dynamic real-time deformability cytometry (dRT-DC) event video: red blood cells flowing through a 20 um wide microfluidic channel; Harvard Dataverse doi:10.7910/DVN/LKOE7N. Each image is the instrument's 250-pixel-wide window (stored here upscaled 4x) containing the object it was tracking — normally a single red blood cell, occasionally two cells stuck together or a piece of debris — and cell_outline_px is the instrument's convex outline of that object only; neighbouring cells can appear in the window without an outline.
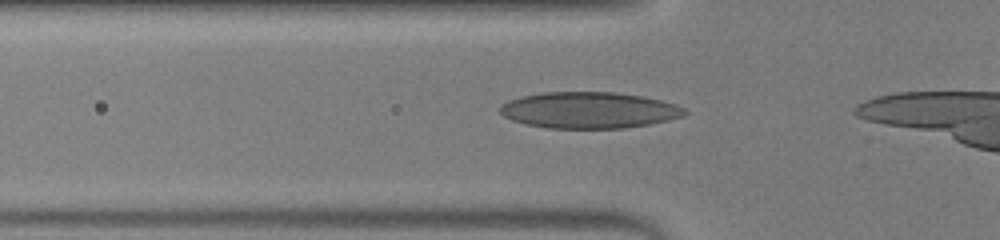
{"species": "human", "species_latin": "Homo sapiens", "temperature_condition": "warm", "stored_images_in_passage": 12, "camera_frame_rate_fps": 3000, "um_per_image_px": 0.085, "donor": {"sex": "male"}, "frame": {"image": 1, "passage_image": 3, "time_ms": 0.667, "image_size_px": [1000, 240], "cell_outline_px": [[688, 112], [684, 116], [668, 120], [648, 124], [624, 128], [548, 128], [528, 124], [512, 120], [504, 116], [500, 112], [500, 104], [508, 100], [520, 96], [544, 92], [612, 92], [640, 96], [660, 100], [676, 104], [684, 108]], "centroid_in_image_um": [50.05, 9.36], "position_along_channel_um": 75.7, "area_um2": 38.96}}
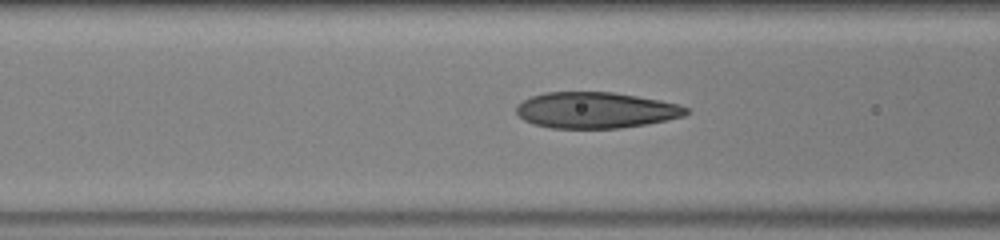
{"frame": {"image": 2, "passage_image": 6, "time_ms": 1.667, "image_size_px": [1000, 240], "cell_outline_px": [[688, 112], [684, 116], [644, 124], [620, 128], [552, 128], [532, 124], [524, 120], [516, 112], [516, 108], [524, 100], [532, 96], [544, 92], [612, 92], [660, 100], [680, 104], [688, 108]], "centroid_in_image_um": [50.63, 9.36], "position_along_channel_um": 116.0, "area_um2": 35.49}}
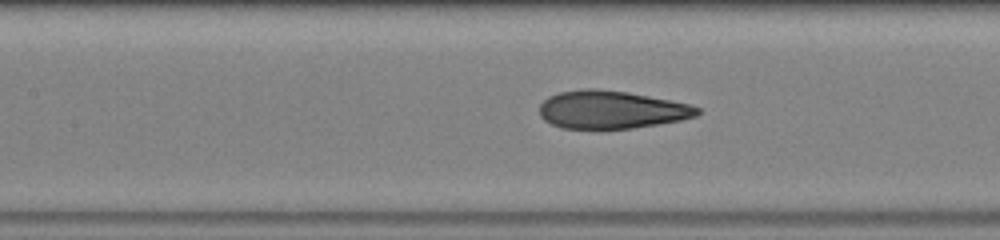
{"frame": {"image": 3, "passage_image": 9, "time_ms": 2.667, "image_size_px": [1000, 240], "cell_outline_px": [[700, 112], [696, 116], [680, 120], [632, 128], [564, 128], [552, 124], [544, 120], [540, 116], [540, 104], [548, 96], [560, 92], [584, 88], [592, 88], [628, 92], [688, 104], [700, 108]], "centroid_in_image_um": [51.93, 9.31], "position_along_channel_um": 155.5, "area_um2": 34.51}}